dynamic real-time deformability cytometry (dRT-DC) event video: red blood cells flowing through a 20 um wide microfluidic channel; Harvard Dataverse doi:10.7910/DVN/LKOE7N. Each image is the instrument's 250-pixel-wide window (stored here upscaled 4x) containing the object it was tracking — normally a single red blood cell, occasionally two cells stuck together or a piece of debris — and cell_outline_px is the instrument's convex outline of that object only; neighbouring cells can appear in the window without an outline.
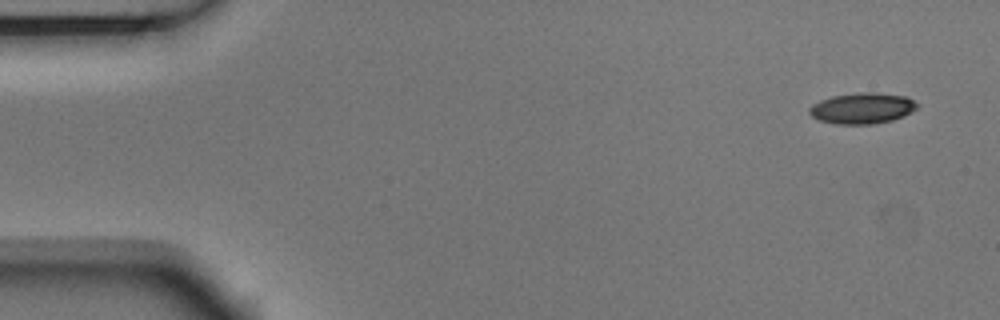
{"species": "Egyptian fruit bat (a non-hibernating species)", "species_latin": "Rousettus aegyptiacus", "temperature_condition": "room temperature", "stored_images_in_passage": 4, "camera_frame_rate_fps": 3000, "um_per_image_px": 0.085, "animal": {"sex": "male"}, "frame": {"image": 1, "passage_image": 1, "time_ms": 0.0, "image_size_px": [1000, 320], "cell_outline_px": [[920, 104], [912, 112], [892, 120], [872, 124], [836, 124], [820, 120], [812, 116], [808, 112], [808, 108], [812, 104], [820, 100], [832, 96], [860, 92], [876, 92], [904, 96]], "centroid_in_image_um": [73.27, 9.19], "position_along_channel_um": 11.7, "area_um2": 19.42}}
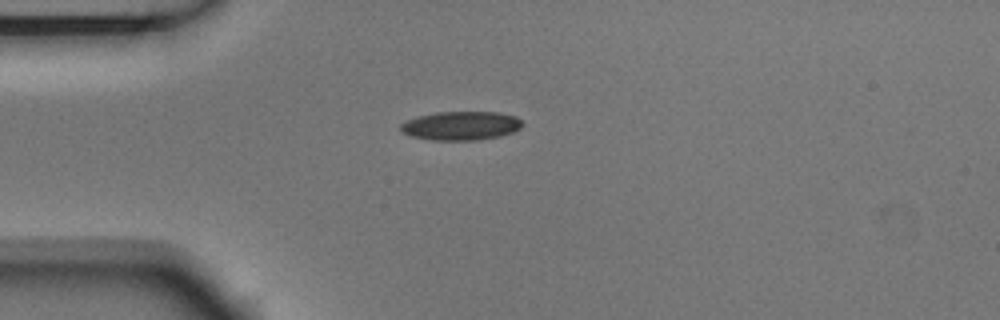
{"frame": {"image": 2, "passage_image": 4, "time_ms": 1.0, "image_size_px": [1000, 320], "cell_outline_px": [[524, 124], [520, 128], [512, 132], [500, 136], [476, 140], [432, 140], [412, 136], [400, 132], [400, 124], [408, 120], [420, 116], [436, 112], [500, 112], [516, 116]], "centroid_in_image_um": [39.19, 10.68], "position_along_channel_um": 45.8, "area_um2": 20.4}}